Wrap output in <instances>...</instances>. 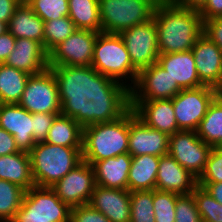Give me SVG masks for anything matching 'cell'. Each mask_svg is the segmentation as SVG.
I'll use <instances>...</instances> for the list:
<instances>
[{
	"instance_id": "6da1fadb",
	"label": "cell",
	"mask_w": 222,
	"mask_h": 222,
	"mask_svg": "<svg viewBox=\"0 0 222 222\" xmlns=\"http://www.w3.org/2000/svg\"><path fill=\"white\" fill-rule=\"evenodd\" d=\"M49 69L57 81L61 114L73 118L83 128L118 120L131 108L130 89L92 66Z\"/></svg>"
},
{
	"instance_id": "7a4b0ae2",
	"label": "cell",
	"mask_w": 222,
	"mask_h": 222,
	"mask_svg": "<svg viewBox=\"0 0 222 222\" xmlns=\"http://www.w3.org/2000/svg\"><path fill=\"white\" fill-rule=\"evenodd\" d=\"M159 55L189 51L203 34L199 10L179 7L173 3L155 6Z\"/></svg>"
},
{
	"instance_id": "3957f363",
	"label": "cell",
	"mask_w": 222,
	"mask_h": 222,
	"mask_svg": "<svg viewBox=\"0 0 222 222\" xmlns=\"http://www.w3.org/2000/svg\"><path fill=\"white\" fill-rule=\"evenodd\" d=\"M128 140L129 110L118 120L83 128L82 158L93 165L96 161L128 153Z\"/></svg>"
},
{
	"instance_id": "277c9868",
	"label": "cell",
	"mask_w": 222,
	"mask_h": 222,
	"mask_svg": "<svg viewBox=\"0 0 222 222\" xmlns=\"http://www.w3.org/2000/svg\"><path fill=\"white\" fill-rule=\"evenodd\" d=\"M32 177L37 187H52L83 161L82 147L39 142L30 150Z\"/></svg>"
},
{
	"instance_id": "5b68a950",
	"label": "cell",
	"mask_w": 222,
	"mask_h": 222,
	"mask_svg": "<svg viewBox=\"0 0 222 222\" xmlns=\"http://www.w3.org/2000/svg\"><path fill=\"white\" fill-rule=\"evenodd\" d=\"M91 66L100 74L126 85L129 89L135 85L139 73L132 65L123 38L116 33L100 32L97 35ZM122 78L125 81L131 79V85L125 84Z\"/></svg>"
},
{
	"instance_id": "8992f818",
	"label": "cell",
	"mask_w": 222,
	"mask_h": 222,
	"mask_svg": "<svg viewBox=\"0 0 222 222\" xmlns=\"http://www.w3.org/2000/svg\"><path fill=\"white\" fill-rule=\"evenodd\" d=\"M71 208L50 187L25 191L21 206L10 222H70Z\"/></svg>"
},
{
	"instance_id": "52a82bcc",
	"label": "cell",
	"mask_w": 222,
	"mask_h": 222,
	"mask_svg": "<svg viewBox=\"0 0 222 222\" xmlns=\"http://www.w3.org/2000/svg\"><path fill=\"white\" fill-rule=\"evenodd\" d=\"M155 6L152 0H99L101 32L120 34L148 22Z\"/></svg>"
},
{
	"instance_id": "ba28073f",
	"label": "cell",
	"mask_w": 222,
	"mask_h": 222,
	"mask_svg": "<svg viewBox=\"0 0 222 222\" xmlns=\"http://www.w3.org/2000/svg\"><path fill=\"white\" fill-rule=\"evenodd\" d=\"M220 92L209 86L182 89L172 98L179 130L196 131L208 107Z\"/></svg>"
},
{
	"instance_id": "9c48e42d",
	"label": "cell",
	"mask_w": 222,
	"mask_h": 222,
	"mask_svg": "<svg viewBox=\"0 0 222 222\" xmlns=\"http://www.w3.org/2000/svg\"><path fill=\"white\" fill-rule=\"evenodd\" d=\"M18 104L30 113H61L57 81L49 68L28 78Z\"/></svg>"
},
{
	"instance_id": "30bf717a",
	"label": "cell",
	"mask_w": 222,
	"mask_h": 222,
	"mask_svg": "<svg viewBox=\"0 0 222 222\" xmlns=\"http://www.w3.org/2000/svg\"><path fill=\"white\" fill-rule=\"evenodd\" d=\"M212 148L197 136L196 131L180 130L169 136L168 154L197 179Z\"/></svg>"
},
{
	"instance_id": "8fae6325",
	"label": "cell",
	"mask_w": 222,
	"mask_h": 222,
	"mask_svg": "<svg viewBox=\"0 0 222 222\" xmlns=\"http://www.w3.org/2000/svg\"><path fill=\"white\" fill-rule=\"evenodd\" d=\"M120 35L125 42L132 65L138 72L157 62L159 50L154 18L123 30Z\"/></svg>"
},
{
	"instance_id": "7c38bea8",
	"label": "cell",
	"mask_w": 222,
	"mask_h": 222,
	"mask_svg": "<svg viewBox=\"0 0 222 222\" xmlns=\"http://www.w3.org/2000/svg\"><path fill=\"white\" fill-rule=\"evenodd\" d=\"M98 34L91 30L77 29L48 53V67L91 66Z\"/></svg>"
},
{
	"instance_id": "4fadbf2b",
	"label": "cell",
	"mask_w": 222,
	"mask_h": 222,
	"mask_svg": "<svg viewBox=\"0 0 222 222\" xmlns=\"http://www.w3.org/2000/svg\"><path fill=\"white\" fill-rule=\"evenodd\" d=\"M93 166L84 160L50 187L70 208L88 204L95 189Z\"/></svg>"
},
{
	"instance_id": "5bb4252c",
	"label": "cell",
	"mask_w": 222,
	"mask_h": 222,
	"mask_svg": "<svg viewBox=\"0 0 222 222\" xmlns=\"http://www.w3.org/2000/svg\"><path fill=\"white\" fill-rule=\"evenodd\" d=\"M182 88L157 62L141 70L130 89V101L172 99Z\"/></svg>"
},
{
	"instance_id": "9a60e30c",
	"label": "cell",
	"mask_w": 222,
	"mask_h": 222,
	"mask_svg": "<svg viewBox=\"0 0 222 222\" xmlns=\"http://www.w3.org/2000/svg\"><path fill=\"white\" fill-rule=\"evenodd\" d=\"M169 136L147 126L129 109L128 153L131 156L144 154L163 156L168 154Z\"/></svg>"
},
{
	"instance_id": "2e32d148",
	"label": "cell",
	"mask_w": 222,
	"mask_h": 222,
	"mask_svg": "<svg viewBox=\"0 0 222 222\" xmlns=\"http://www.w3.org/2000/svg\"><path fill=\"white\" fill-rule=\"evenodd\" d=\"M191 50L200 82L222 92V50L204 34Z\"/></svg>"
},
{
	"instance_id": "e0dca14e",
	"label": "cell",
	"mask_w": 222,
	"mask_h": 222,
	"mask_svg": "<svg viewBox=\"0 0 222 222\" xmlns=\"http://www.w3.org/2000/svg\"><path fill=\"white\" fill-rule=\"evenodd\" d=\"M0 127L14 136L19 151L29 153L36 145L32 113L19 104H0Z\"/></svg>"
},
{
	"instance_id": "ac0fdd59",
	"label": "cell",
	"mask_w": 222,
	"mask_h": 222,
	"mask_svg": "<svg viewBox=\"0 0 222 222\" xmlns=\"http://www.w3.org/2000/svg\"><path fill=\"white\" fill-rule=\"evenodd\" d=\"M198 186L197 178L169 154L160 156L156 190L188 195Z\"/></svg>"
},
{
	"instance_id": "d6986e66",
	"label": "cell",
	"mask_w": 222,
	"mask_h": 222,
	"mask_svg": "<svg viewBox=\"0 0 222 222\" xmlns=\"http://www.w3.org/2000/svg\"><path fill=\"white\" fill-rule=\"evenodd\" d=\"M136 116L152 129L168 136L180 131L174 115L172 99L130 101Z\"/></svg>"
},
{
	"instance_id": "ffe728a7",
	"label": "cell",
	"mask_w": 222,
	"mask_h": 222,
	"mask_svg": "<svg viewBox=\"0 0 222 222\" xmlns=\"http://www.w3.org/2000/svg\"><path fill=\"white\" fill-rule=\"evenodd\" d=\"M89 204L111 222H130V191L96 185Z\"/></svg>"
},
{
	"instance_id": "44dd1931",
	"label": "cell",
	"mask_w": 222,
	"mask_h": 222,
	"mask_svg": "<svg viewBox=\"0 0 222 222\" xmlns=\"http://www.w3.org/2000/svg\"><path fill=\"white\" fill-rule=\"evenodd\" d=\"M5 64L29 75L40 74L49 68L48 53L39 42L19 38L16 39L14 50L8 56Z\"/></svg>"
},
{
	"instance_id": "7402d4cb",
	"label": "cell",
	"mask_w": 222,
	"mask_h": 222,
	"mask_svg": "<svg viewBox=\"0 0 222 222\" xmlns=\"http://www.w3.org/2000/svg\"><path fill=\"white\" fill-rule=\"evenodd\" d=\"M157 63L172 77L182 89L203 86L196 71L192 50L161 54Z\"/></svg>"
},
{
	"instance_id": "603a6c76",
	"label": "cell",
	"mask_w": 222,
	"mask_h": 222,
	"mask_svg": "<svg viewBox=\"0 0 222 222\" xmlns=\"http://www.w3.org/2000/svg\"><path fill=\"white\" fill-rule=\"evenodd\" d=\"M131 162L132 156L129 153L96 161L92 165L95 173L96 185L128 190V174Z\"/></svg>"
},
{
	"instance_id": "cb8c5ba5",
	"label": "cell",
	"mask_w": 222,
	"mask_h": 222,
	"mask_svg": "<svg viewBox=\"0 0 222 222\" xmlns=\"http://www.w3.org/2000/svg\"><path fill=\"white\" fill-rule=\"evenodd\" d=\"M6 30L16 39H32L44 48V21L27 3L20 4L15 9Z\"/></svg>"
},
{
	"instance_id": "d4e9b609",
	"label": "cell",
	"mask_w": 222,
	"mask_h": 222,
	"mask_svg": "<svg viewBox=\"0 0 222 222\" xmlns=\"http://www.w3.org/2000/svg\"><path fill=\"white\" fill-rule=\"evenodd\" d=\"M0 179L14 183L25 191L34 187L29 153L19 151L0 156Z\"/></svg>"
},
{
	"instance_id": "484cf974",
	"label": "cell",
	"mask_w": 222,
	"mask_h": 222,
	"mask_svg": "<svg viewBox=\"0 0 222 222\" xmlns=\"http://www.w3.org/2000/svg\"><path fill=\"white\" fill-rule=\"evenodd\" d=\"M159 156L144 154L132 156L128 174V190H154L159 166Z\"/></svg>"
},
{
	"instance_id": "4316f807",
	"label": "cell",
	"mask_w": 222,
	"mask_h": 222,
	"mask_svg": "<svg viewBox=\"0 0 222 222\" xmlns=\"http://www.w3.org/2000/svg\"><path fill=\"white\" fill-rule=\"evenodd\" d=\"M83 127L73 118L59 114L48 131L46 143L66 147H82Z\"/></svg>"
},
{
	"instance_id": "83f0119b",
	"label": "cell",
	"mask_w": 222,
	"mask_h": 222,
	"mask_svg": "<svg viewBox=\"0 0 222 222\" xmlns=\"http://www.w3.org/2000/svg\"><path fill=\"white\" fill-rule=\"evenodd\" d=\"M31 75L0 63V103L18 104Z\"/></svg>"
},
{
	"instance_id": "f1b7e54d",
	"label": "cell",
	"mask_w": 222,
	"mask_h": 222,
	"mask_svg": "<svg viewBox=\"0 0 222 222\" xmlns=\"http://www.w3.org/2000/svg\"><path fill=\"white\" fill-rule=\"evenodd\" d=\"M69 17L76 29L101 32L99 0H68Z\"/></svg>"
},
{
	"instance_id": "f546056e",
	"label": "cell",
	"mask_w": 222,
	"mask_h": 222,
	"mask_svg": "<svg viewBox=\"0 0 222 222\" xmlns=\"http://www.w3.org/2000/svg\"><path fill=\"white\" fill-rule=\"evenodd\" d=\"M197 136L206 144L216 147L222 140V93L208 107L207 113L196 130Z\"/></svg>"
},
{
	"instance_id": "4dcf8cb0",
	"label": "cell",
	"mask_w": 222,
	"mask_h": 222,
	"mask_svg": "<svg viewBox=\"0 0 222 222\" xmlns=\"http://www.w3.org/2000/svg\"><path fill=\"white\" fill-rule=\"evenodd\" d=\"M25 190L0 179V222H10L19 210Z\"/></svg>"
},
{
	"instance_id": "1f68e13d",
	"label": "cell",
	"mask_w": 222,
	"mask_h": 222,
	"mask_svg": "<svg viewBox=\"0 0 222 222\" xmlns=\"http://www.w3.org/2000/svg\"><path fill=\"white\" fill-rule=\"evenodd\" d=\"M76 30L75 24L69 16L44 22V50L49 53Z\"/></svg>"
},
{
	"instance_id": "d6a6232c",
	"label": "cell",
	"mask_w": 222,
	"mask_h": 222,
	"mask_svg": "<svg viewBox=\"0 0 222 222\" xmlns=\"http://www.w3.org/2000/svg\"><path fill=\"white\" fill-rule=\"evenodd\" d=\"M130 222H155L153 190L130 192Z\"/></svg>"
},
{
	"instance_id": "836d02e7",
	"label": "cell",
	"mask_w": 222,
	"mask_h": 222,
	"mask_svg": "<svg viewBox=\"0 0 222 222\" xmlns=\"http://www.w3.org/2000/svg\"><path fill=\"white\" fill-rule=\"evenodd\" d=\"M202 222H222V205L204 188L197 186L191 193Z\"/></svg>"
},
{
	"instance_id": "e575fe53",
	"label": "cell",
	"mask_w": 222,
	"mask_h": 222,
	"mask_svg": "<svg viewBox=\"0 0 222 222\" xmlns=\"http://www.w3.org/2000/svg\"><path fill=\"white\" fill-rule=\"evenodd\" d=\"M27 4L44 22L69 16L68 0H28Z\"/></svg>"
},
{
	"instance_id": "d590c367",
	"label": "cell",
	"mask_w": 222,
	"mask_h": 222,
	"mask_svg": "<svg viewBox=\"0 0 222 222\" xmlns=\"http://www.w3.org/2000/svg\"><path fill=\"white\" fill-rule=\"evenodd\" d=\"M179 196L174 192L153 190L155 222H175V204Z\"/></svg>"
},
{
	"instance_id": "8d00e7d4",
	"label": "cell",
	"mask_w": 222,
	"mask_h": 222,
	"mask_svg": "<svg viewBox=\"0 0 222 222\" xmlns=\"http://www.w3.org/2000/svg\"><path fill=\"white\" fill-rule=\"evenodd\" d=\"M175 222H202L192 194L180 195L176 199Z\"/></svg>"
},
{
	"instance_id": "74e56055",
	"label": "cell",
	"mask_w": 222,
	"mask_h": 222,
	"mask_svg": "<svg viewBox=\"0 0 222 222\" xmlns=\"http://www.w3.org/2000/svg\"><path fill=\"white\" fill-rule=\"evenodd\" d=\"M216 182H222V152L213 147L197 183Z\"/></svg>"
},
{
	"instance_id": "f35d334b",
	"label": "cell",
	"mask_w": 222,
	"mask_h": 222,
	"mask_svg": "<svg viewBox=\"0 0 222 222\" xmlns=\"http://www.w3.org/2000/svg\"><path fill=\"white\" fill-rule=\"evenodd\" d=\"M61 113H32L33 139L35 143L45 142L48 131L57 115Z\"/></svg>"
},
{
	"instance_id": "ab89813d",
	"label": "cell",
	"mask_w": 222,
	"mask_h": 222,
	"mask_svg": "<svg viewBox=\"0 0 222 222\" xmlns=\"http://www.w3.org/2000/svg\"><path fill=\"white\" fill-rule=\"evenodd\" d=\"M70 222H111L102 212L89 203L71 208Z\"/></svg>"
},
{
	"instance_id": "60d3db41",
	"label": "cell",
	"mask_w": 222,
	"mask_h": 222,
	"mask_svg": "<svg viewBox=\"0 0 222 222\" xmlns=\"http://www.w3.org/2000/svg\"><path fill=\"white\" fill-rule=\"evenodd\" d=\"M203 34L212 40L222 50V18L204 21Z\"/></svg>"
},
{
	"instance_id": "b9f144b4",
	"label": "cell",
	"mask_w": 222,
	"mask_h": 222,
	"mask_svg": "<svg viewBox=\"0 0 222 222\" xmlns=\"http://www.w3.org/2000/svg\"><path fill=\"white\" fill-rule=\"evenodd\" d=\"M202 21L209 19L222 18V0H207L199 10Z\"/></svg>"
},
{
	"instance_id": "7bdbcfd3",
	"label": "cell",
	"mask_w": 222,
	"mask_h": 222,
	"mask_svg": "<svg viewBox=\"0 0 222 222\" xmlns=\"http://www.w3.org/2000/svg\"><path fill=\"white\" fill-rule=\"evenodd\" d=\"M16 38L7 30L0 34V63H5L14 50Z\"/></svg>"
},
{
	"instance_id": "ee69618b",
	"label": "cell",
	"mask_w": 222,
	"mask_h": 222,
	"mask_svg": "<svg viewBox=\"0 0 222 222\" xmlns=\"http://www.w3.org/2000/svg\"><path fill=\"white\" fill-rule=\"evenodd\" d=\"M19 152L14 136L0 127V156Z\"/></svg>"
},
{
	"instance_id": "f6af8a7d",
	"label": "cell",
	"mask_w": 222,
	"mask_h": 222,
	"mask_svg": "<svg viewBox=\"0 0 222 222\" xmlns=\"http://www.w3.org/2000/svg\"><path fill=\"white\" fill-rule=\"evenodd\" d=\"M19 5L16 0H0V22L7 26Z\"/></svg>"
},
{
	"instance_id": "bcb514c9",
	"label": "cell",
	"mask_w": 222,
	"mask_h": 222,
	"mask_svg": "<svg viewBox=\"0 0 222 222\" xmlns=\"http://www.w3.org/2000/svg\"><path fill=\"white\" fill-rule=\"evenodd\" d=\"M198 186L204 188L216 201L222 205V182L198 183Z\"/></svg>"
},
{
	"instance_id": "7dc6e473",
	"label": "cell",
	"mask_w": 222,
	"mask_h": 222,
	"mask_svg": "<svg viewBox=\"0 0 222 222\" xmlns=\"http://www.w3.org/2000/svg\"><path fill=\"white\" fill-rule=\"evenodd\" d=\"M207 0H174L173 4L188 9L200 10Z\"/></svg>"
},
{
	"instance_id": "c3c4849f",
	"label": "cell",
	"mask_w": 222,
	"mask_h": 222,
	"mask_svg": "<svg viewBox=\"0 0 222 222\" xmlns=\"http://www.w3.org/2000/svg\"><path fill=\"white\" fill-rule=\"evenodd\" d=\"M156 5L159 4H170L173 3L174 0H152Z\"/></svg>"
},
{
	"instance_id": "681fc988",
	"label": "cell",
	"mask_w": 222,
	"mask_h": 222,
	"mask_svg": "<svg viewBox=\"0 0 222 222\" xmlns=\"http://www.w3.org/2000/svg\"><path fill=\"white\" fill-rule=\"evenodd\" d=\"M6 30V26L0 22V34Z\"/></svg>"
},
{
	"instance_id": "f907efd6",
	"label": "cell",
	"mask_w": 222,
	"mask_h": 222,
	"mask_svg": "<svg viewBox=\"0 0 222 222\" xmlns=\"http://www.w3.org/2000/svg\"><path fill=\"white\" fill-rule=\"evenodd\" d=\"M215 148L222 152V140L217 144Z\"/></svg>"
},
{
	"instance_id": "816d5d0a",
	"label": "cell",
	"mask_w": 222,
	"mask_h": 222,
	"mask_svg": "<svg viewBox=\"0 0 222 222\" xmlns=\"http://www.w3.org/2000/svg\"><path fill=\"white\" fill-rule=\"evenodd\" d=\"M16 1H18L20 4H24L28 2V0H16Z\"/></svg>"
}]
</instances>
